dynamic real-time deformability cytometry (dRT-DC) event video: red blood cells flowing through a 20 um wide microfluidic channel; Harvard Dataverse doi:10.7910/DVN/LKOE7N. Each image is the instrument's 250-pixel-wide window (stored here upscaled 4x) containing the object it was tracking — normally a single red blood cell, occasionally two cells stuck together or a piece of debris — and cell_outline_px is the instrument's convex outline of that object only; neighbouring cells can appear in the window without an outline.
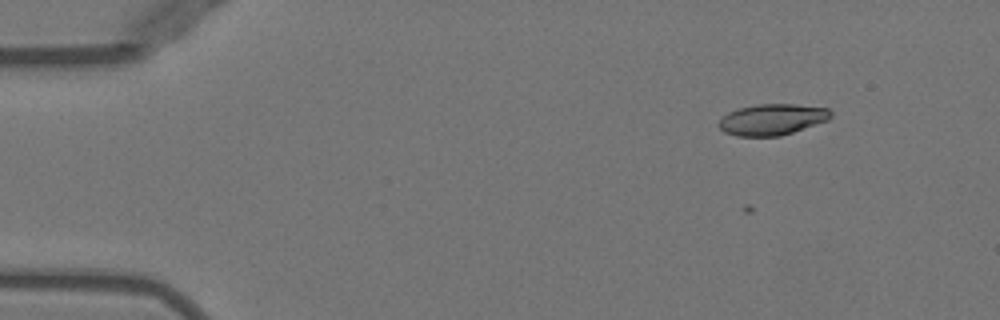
{"species": "Egyptian fruit bat (a non-hibernating species)", "species_latin": "Rousettus aegyptiacus", "temperature_condition": "warm", "stored_images_in_passage": 55, "segment_of_instrument_passage": [1, 2], "camera_frame_rate_fps": 3000, "um_per_image_px": 0.085, "animal": {"sex": "female"}, "frame": {"image": 1, "passage_image": 9, "time_ms": 2.667, "image_size_px": [1000, 320], "cell_outline_px": [[832, 116], [828, 120], [780, 136], [736, 136], [724, 132], [716, 124], [728, 112], [740, 108], [756, 104], [796, 104], [828, 108], [832, 112]], "centroid_in_image_um": [65.63, 10.15], "position_along_channel_um": 19.4, "area_um2": 20.29}}
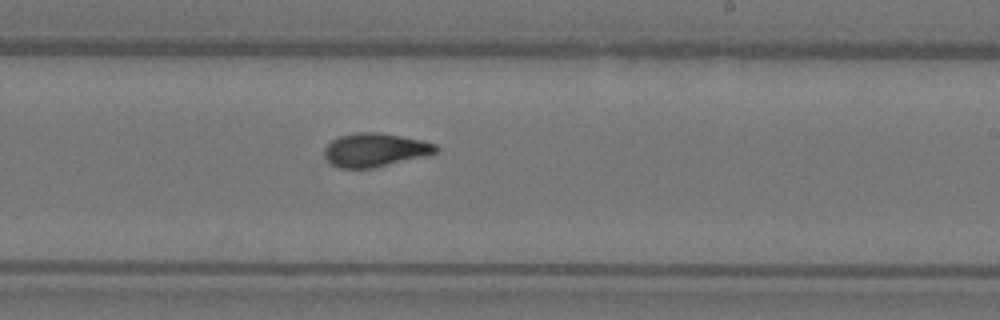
{"frame": {"image": 2, "passage_image": 34, "time_ms": 11.0, "image_size_px": [1000, 320], "cell_outline_px": [[440, 148], [436, 152], [376, 168], [340, 168], [332, 164], [324, 156], [324, 148], [332, 140], [340, 136], [356, 132], [376, 132], [424, 140], [436, 144]], "centroid_in_image_um": [31.86, 12.74], "position_along_channel_um": 257.1, "area_um2": 21.68}}
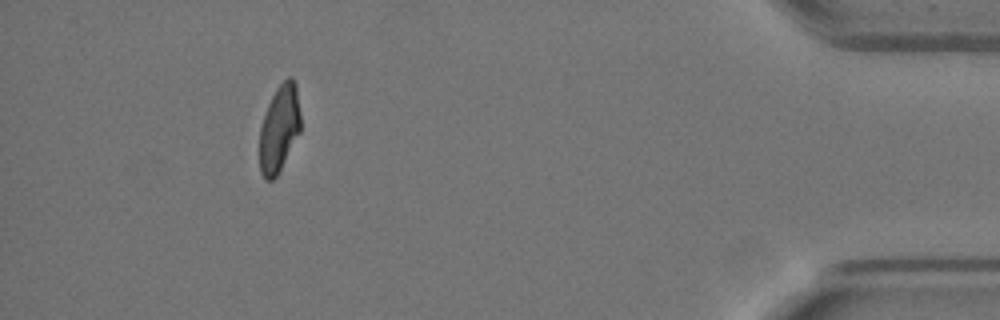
{"frame": {"image": 3, "passage_image": 50, "time_ms": 16.333, "image_size_px": [1000, 320], "cell_outline_px": [[300, 132], [280, 172], [272, 180], [264, 180], [260, 172], [260, 128], [268, 104], [276, 88], [288, 76], [292, 76], [296, 84], [300, 112]], "centroid_in_image_um": [23.75, 10.94], "position_along_channel_um": 411.5, "area_um2": 20.92}}